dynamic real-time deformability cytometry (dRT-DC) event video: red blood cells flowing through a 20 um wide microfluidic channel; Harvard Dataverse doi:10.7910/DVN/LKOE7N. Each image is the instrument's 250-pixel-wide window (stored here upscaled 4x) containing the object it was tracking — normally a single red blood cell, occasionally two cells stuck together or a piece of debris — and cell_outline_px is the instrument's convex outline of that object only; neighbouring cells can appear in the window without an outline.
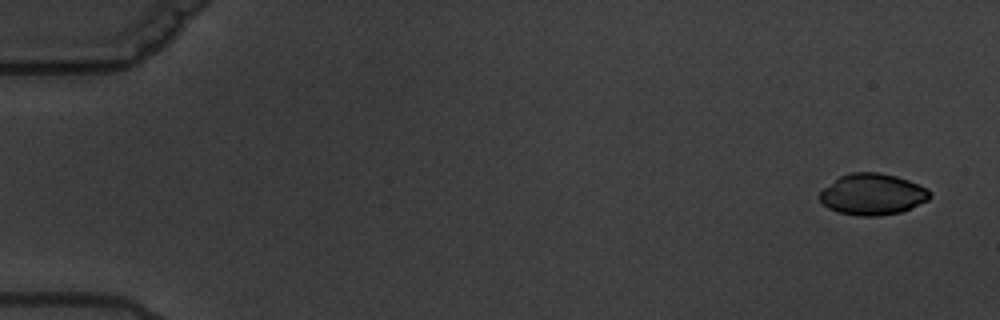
{"species": "common noctule bat (a hibernating species)", "species_latin": "Nyctalus noctula", "temperature_condition": "warm", "stored_images_in_passage": 16, "camera_frame_rate_fps": 3000, "um_per_image_px": 0.085, "animal": {"sex": "male", "body_mass_g": 19.5, "forearm_length_mm": 54.6}, "frame": {"image": 1, "passage_image": 1, "time_ms": 0.0, "image_size_px": [1000, 320], "cell_outline_px": [[932, 196], [928, 200], [900, 212], [876, 216], [856, 216], [840, 212], [828, 208], [820, 200], [820, 192], [824, 188], [840, 176], [852, 172], [876, 172], [896, 176], [908, 180], [928, 188], [932, 192]], "centroid_in_image_um": [74.19, 16.51], "position_along_channel_um": 10.8, "area_um2": 26.36}}
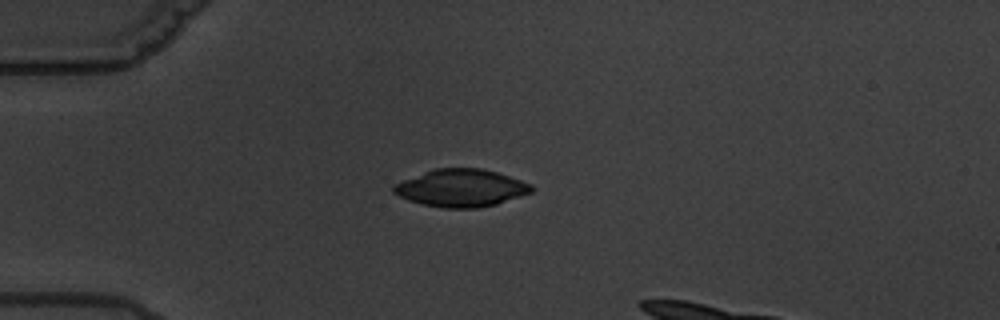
{"frame": {"image": 2, "passage_image": 5, "time_ms": 4.667, "image_size_px": [1000, 320], "cell_outline_px": [[532, 192], [496, 204], [476, 208], [444, 208], [420, 204], [408, 200], [392, 192], [392, 184], [432, 168], [480, 168], [496, 172], [532, 184]], "centroid_in_image_um": [39.13, 15.98], "position_along_channel_um": 45.9, "area_um2": 30.17}}